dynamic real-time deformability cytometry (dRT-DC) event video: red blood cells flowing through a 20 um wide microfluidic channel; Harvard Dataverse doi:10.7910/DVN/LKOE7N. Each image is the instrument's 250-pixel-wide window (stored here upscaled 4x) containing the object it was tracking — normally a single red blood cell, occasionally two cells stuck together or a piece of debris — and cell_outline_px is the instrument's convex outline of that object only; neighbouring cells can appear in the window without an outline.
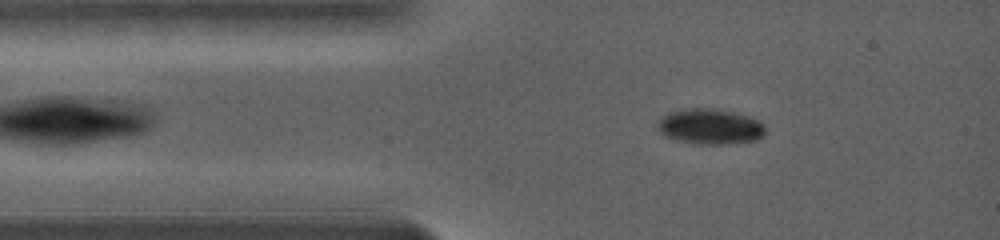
{"species": "common noctule bat (a hibernating species)", "species_latin": "Nyctalus noctula", "temperature_condition": "warm", "stored_images_in_passage": 53, "camera_frame_rate_fps": 5000, "um_per_image_px": 0.085, "animal": {"sex": "female", "body_mass_g": 19.0, "forearm_length_mm": 56.7}, "frame": {"image": 1, "passage_image": 10, "time_ms": 1.8, "image_size_px": [1000, 240], "cell_outline_px": [[764, 132], [760, 136], [752, 140], [688, 140], [672, 136], [664, 132], [660, 128], [660, 120], [664, 116], [672, 112], [696, 108], [728, 112], [760, 120], [764, 124]], "centroid_in_image_um": [60.42, 10.67], "position_along_channel_um": 24.6, "area_um2": 19.19}}
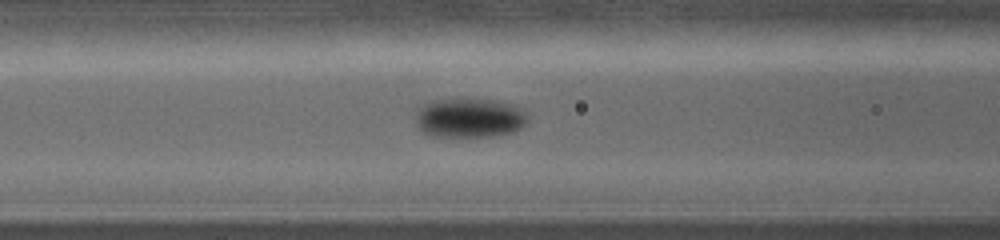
{"frame": {"image": 2, "passage_image": 32, "time_ms": 5.2, "image_size_px": [1000, 240], "cell_outline_px": [[520, 120], [512, 128], [504, 132], [484, 136], [444, 136], [428, 132], [424, 128], [420, 120], [424, 108], [428, 104], [440, 100], [472, 100], [492, 104], [508, 108], [516, 112], [520, 116]], "centroid_in_image_um": [39.72, 10.06], "position_along_channel_um": 126.9, "area_um2": 21.21}}
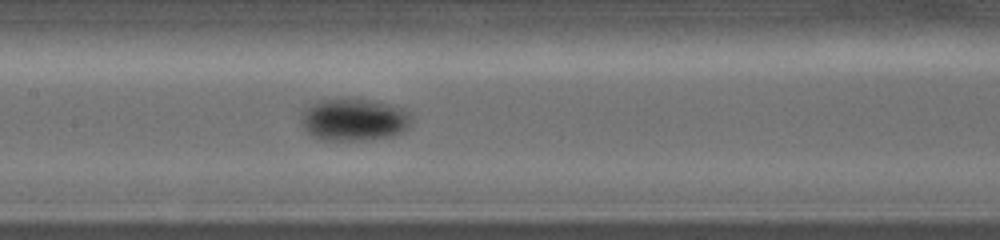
{"frame": {"image": 3, "passage_image": 44, "time_ms": 6.6, "image_size_px": [1000, 240], "cell_outline_px": [[404, 120], [400, 128], [396, 132], [380, 136], [352, 140], [328, 140], [316, 136], [308, 128], [304, 120], [308, 112], [316, 104], [328, 100], [360, 100], [380, 104], [388, 108], [400, 116]], "centroid_in_image_um": [29.89, 10.21], "position_along_channel_um": 177.5, "area_um2": 22.66}}